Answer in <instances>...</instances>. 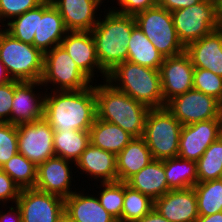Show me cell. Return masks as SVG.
I'll use <instances>...</instances> for the list:
<instances>
[{
  "label": "cell",
  "mask_w": 222,
  "mask_h": 222,
  "mask_svg": "<svg viewBox=\"0 0 222 222\" xmlns=\"http://www.w3.org/2000/svg\"><path fill=\"white\" fill-rule=\"evenodd\" d=\"M21 188L0 168V205L16 204Z\"/></svg>",
  "instance_id": "obj_40"
},
{
  "label": "cell",
  "mask_w": 222,
  "mask_h": 222,
  "mask_svg": "<svg viewBox=\"0 0 222 222\" xmlns=\"http://www.w3.org/2000/svg\"><path fill=\"white\" fill-rule=\"evenodd\" d=\"M89 144V131H54L53 145L55 156L63 159L76 163Z\"/></svg>",
  "instance_id": "obj_28"
},
{
  "label": "cell",
  "mask_w": 222,
  "mask_h": 222,
  "mask_svg": "<svg viewBox=\"0 0 222 222\" xmlns=\"http://www.w3.org/2000/svg\"><path fill=\"white\" fill-rule=\"evenodd\" d=\"M222 136V119L183 125L179 137L178 157L197 162L205 150Z\"/></svg>",
  "instance_id": "obj_15"
},
{
  "label": "cell",
  "mask_w": 222,
  "mask_h": 222,
  "mask_svg": "<svg viewBox=\"0 0 222 222\" xmlns=\"http://www.w3.org/2000/svg\"><path fill=\"white\" fill-rule=\"evenodd\" d=\"M0 61L12 80L41 81L44 53L34 45L21 42L0 27Z\"/></svg>",
  "instance_id": "obj_5"
},
{
  "label": "cell",
  "mask_w": 222,
  "mask_h": 222,
  "mask_svg": "<svg viewBox=\"0 0 222 222\" xmlns=\"http://www.w3.org/2000/svg\"><path fill=\"white\" fill-rule=\"evenodd\" d=\"M60 45L93 83L96 76L97 78L102 77L99 78L101 82L107 79V74L102 70L96 55L95 42L91 31H69Z\"/></svg>",
  "instance_id": "obj_17"
},
{
  "label": "cell",
  "mask_w": 222,
  "mask_h": 222,
  "mask_svg": "<svg viewBox=\"0 0 222 222\" xmlns=\"http://www.w3.org/2000/svg\"><path fill=\"white\" fill-rule=\"evenodd\" d=\"M102 2H105L107 1V5L110 6V4H108L109 0H101Z\"/></svg>",
  "instance_id": "obj_49"
},
{
  "label": "cell",
  "mask_w": 222,
  "mask_h": 222,
  "mask_svg": "<svg viewBox=\"0 0 222 222\" xmlns=\"http://www.w3.org/2000/svg\"><path fill=\"white\" fill-rule=\"evenodd\" d=\"M74 168V162L53 156L38 166L37 182L34 188L65 199L77 190L75 179L79 175L74 176L73 173H77L73 170ZM72 181L75 185L72 184Z\"/></svg>",
  "instance_id": "obj_12"
},
{
  "label": "cell",
  "mask_w": 222,
  "mask_h": 222,
  "mask_svg": "<svg viewBox=\"0 0 222 222\" xmlns=\"http://www.w3.org/2000/svg\"><path fill=\"white\" fill-rule=\"evenodd\" d=\"M96 81L98 79L94 82L97 118L118 125L133 137H142L150 108L115 89L106 80L103 84Z\"/></svg>",
  "instance_id": "obj_3"
},
{
  "label": "cell",
  "mask_w": 222,
  "mask_h": 222,
  "mask_svg": "<svg viewBox=\"0 0 222 222\" xmlns=\"http://www.w3.org/2000/svg\"><path fill=\"white\" fill-rule=\"evenodd\" d=\"M127 48V61L151 69H160L164 56L155 48L137 25L132 29Z\"/></svg>",
  "instance_id": "obj_27"
},
{
  "label": "cell",
  "mask_w": 222,
  "mask_h": 222,
  "mask_svg": "<svg viewBox=\"0 0 222 222\" xmlns=\"http://www.w3.org/2000/svg\"><path fill=\"white\" fill-rule=\"evenodd\" d=\"M117 4H112L113 6L110 10L123 14V15H136L137 13L144 11L146 9L152 8L157 5V0H111ZM119 8V9H118Z\"/></svg>",
  "instance_id": "obj_39"
},
{
  "label": "cell",
  "mask_w": 222,
  "mask_h": 222,
  "mask_svg": "<svg viewBox=\"0 0 222 222\" xmlns=\"http://www.w3.org/2000/svg\"><path fill=\"white\" fill-rule=\"evenodd\" d=\"M136 25L164 56H176L185 51L173 24L171 12L158 4L134 15Z\"/></svg>",
  "instance_id": "obj_8"
},
{
  "label": "cell",
  "mask_w": 222,
  "mask_h": 222,
  "mask_svg": "<svg viewBox=\"0 0 222 222\" xmlns=\"http://www.w3.org/2000/svg\"><path fill=\"white\" fill-rule=\"evenodd\" d=\"M69 31L57 8L51 0H44L38 5V25L33 45L43 53L60 45Z\"/></svg>",
  "instance_id": "obj_21"
},
{
  "label": "cell",
  "mask_w": 222,
  "mask_h": 222,
  "mask_svg": "<svg viewBox=\"0 0 222 222\" xmlns=\"http://www.w3.org/2000/svg\"><path fill=\"white\" fill-rule=\"evenodd\" d=\"M43 1L44 0H0V27H3L14 17L36 8Z\"/></svg>",
  "instance_id": "obj_38"
},
{
  "label": "cell",
  "mask_w": 222,
  "mask_h": 222,
  "mask_svg": "<svg viewBox=\"0 0 222 222\" xmlns=\"http://www.w3.org/2000/svg\"><path fill=\"white\" fill-rule=\"evenodd\" d=\"M136 222H170L160 215L154 208L144 217Z\"/></svg>",
  "instance_id": "obj_44"
},
{
  "label": "cell",
  "mask_w": 222,
  "mask_h": 222,
  "mask_svg": "<svg viewBox=\"0 0 222 222\" xmlns=\"http://www.w3.org/2000/svg\"><path fill=\"white\" fill-rule=\"evenodd\" d=\"M102 13L91 33L100 66L108 74L117 65L127 61V45L136 22L133 15H123L109 8Z\"/></svg>",
  "instance_id": "obj_2"
},
{
  "label": "cell",
  "mask_w": 222,
  "mask_h": 222,
  "mask_svg": "<svg viewBox=\"0 0 222 222\" xmlns=\"http://www.w3.org/2000/svg\"><path fill=\"white\" fill-rule=\"evenodd\" d=\"M153 160V156L142 137H134L128 145L116 155L117 177L126 183Z\"/></svg>",
  "instance_id": "obj_25"
},
{
  "label": "cell",
  "mask_w": 222,
  "mask_h": 222,
  "mask_svg": "<svg viewBox=\"0 0 222 222\" xmlns=\"http://www.w3.org/2000/svg\"><path fill=\"white\" fill-rule=\"evenodd\" d=\"M165 107L182 125L222 119V103L215 97L195 89L172 98Z\"/></svg>",
  "instance_id": "obj_10"
},
{
  "label": "cell",
  "mask_w": 222,
  "mask_h": 222,
  "mask_svg": "<svg viewBox=\"0 0 222 222\" xmlns=\"http://www.w3.org/2000/svg\"><path fill=\"white\" fill-rule=\"evenodd\" d=\"M38 25V6L16 16L2 28L12 37L21 42L33 45L35 32Z\"/></svg>",
  "instance_id": "obj_34"
},
{
  "label": "cell",
  "mask_w": 222,
  "mask_h": 222,
  "mask_svg": "<svg viewBox=\"0 0 222 222\" xmlns=\"http://www.w3.org/2000/svg\"><path fill=\"white\" fill-rule=\"evenodd\" d=\"M182 126L166 107L149 110L142 138L153 159L164 160L178 156Z\"/></svg>",
  "instance_id": "obj_6"
},
{
  "label": "cell",
  "mask_w": 222,
  "mask_h": 222,
  "mask_svg": "<svg viewBox=\"0 0 222 222\" xmlns=\"http://www.w3.org/2000/svg\"><path fill=\"white\" fill-rule=\"evenodd\" d=\"M12 81L11 77L9 76L5 66L0 61V86Z\"/></svg>",
  "instance_id": "obj_46"
},
{
  "label": "cell",
  "mask_w": 222,
  "mask_h": 222,
  "mask_svg": "<svg viewBox=\"0 0 222 222\" xmlns=\"http://www.w3.org/2000/svg\"><path fill=\"white\" fill-rule=\"evenodd\" d=\"M16 204L22 222H56L64 212V198L35 188L21 189Z\"/></svg>",
  "instance_id": "obj_13"
},
{
  "label": "cell",
  "mask_w": 222,
  "mask_h": 222,
  "mask_svg": "<svg viewBox=\"0 0 222 222\" xmlns=\"http://www.w3.org/2000/svg\"><path fill=\"white\" fill-rule=\"evenodd\" d=\"M214 3L216 5V12H217L219 23L222 26V0H214Z\"/></svg>",
  "instance_id": "obj_47"
},
{
  "label": "cell",
  "mask_w": 222,
  "mask_h": 222,
  "mask_svg": "<svg viewBox=\"0 0 222 222\" xmlns=\"http://www.w3.org/2000/svg\"><path fill=\"white\" fill-rule=\"evenodd\" d=\"M200 1L201 0H157V4L167 11L173 12L197 4Z\"/></svg>",
  "instance_id": "obj_43"
},
{
  "label": "cell",
  "mask_w": 222,
  "mask_h": 222,
  "mask_svg": "<svg viewBox=\"0 0 222 222\" xmlns=\"http://www.w3.org/2000/svg\"><path fill=\"white\" fill-rule=\"evenodd\" d=\"M5 210L0 209V222H22L21 211L17 204L0 205ZM9 207V210H7ZM7 208V209H6ZM7 210V211H6ZM6 211V212H5Z\"/></svg>",
  "instance_id": "obj_42"
},
{
  "label": "cell",
  "mask_w": 222,
  "mask_h": 222,
  "mask_svg": "<svg viewBox=\"0 0 222 222\" xmlns=\"http://www.w3.org/2000/svg\"><path fill=\"white\" fill-rule=\"evenodd\" d=\"M15 80L0 86V122L10 123Z\"/></svg>",
  "instance_id": "obj_41"
},
{
  "label": "cell",
  "mask_w": 222,
  "mask_h": 222,
  "mask_svg": "<svg viewBox=\"0 0 222 222\" xmlns=\"http://www.w3.org/2000/svg\"><path fill=\"white\" fill-rule=\"evenodd\" d=\"M18 135V153L24 155L37 167L55 156L54 130L44 119L16 125Z\"/></svg>",
  "instance_id": "obj_11"
},
{
  "label": "cell",
  "mask_w": 222,
  "mask_h": 222,
  "mask_svg": "<svg viewBox=\"0 0 222 222\" xmlns=\"http://www.w3.org/2000/svg\"><path fill=\"white\" fill-rule=\"evenodd\" d=\"M193 89L213 96L222 103V77L210 70L202 68L194 69Z\"/></svg>",
  "instance_id": "obj_36"
},
{
  "label": "cell",
  "mask_w": 222,
  "mask_h": 222,
  "mask_svg": "<svg viewBox=\"0 0 222 222\" xmlns=\"http://www.w3.org/2000/svg\"><path fill=\"white\" fill-rule=\"evenodd\" d=\"M154 208V201L147 195L124 183V201L121 218L117 222H136Z\"/></svg>",
  "instance_id": "obj_31"
},
{
  "label": "cell",
  "mask_w": 222,
  "mask_h": 222,
  "mask_svg": "<svg viewBox=\"0 0 222 222\" xmlns=\"http://www.w3.org/2000/svg\"><path fill=\"white\" fill-rule=\"evenodd\" d=\"M165 176L171 190L193 188L198 183L197 162L178 156L165 159Z\"/></svg>",
  "instance_id": "obj_29"
},
{
  "label": "cell",
  "mask_w": 222,
  "mask_h": 222,
  "mask_svg": "<svg viewBox=\"0 0 222 222\" xmlns=\"http://www.w3.org/2000/svg\"><path fill=\"white\" fill-rule=\"evenodd\" d=\"M18 153L16 125L0 122V168Z\"/></svg>",
  "instance_id": "obj_37"
},
{
  "label": "cell",
  "mask_w": 222,
  "mask_h": 222,
  "mask_svg": "<svg viewBox=\"0 0 222 222\" xmlns=\"http://www.w3.org/2000/svg\"><path fill=\"white\" fill-rule=\"evenodd\" d=\"M90 143L93 146L118 155L134 138L118 125L96 117L89 129Z\"/></svg>",
  "instance_id": "obj_26"
},
{
  "label": "cell",
  "mask_w": 222,
  "mask_h": 222,
  "mask_svg": "<svg viewBox=\"0 0 222 222\" xmlns=\"http://www.w3.org/2000/svg\"><path fill=\"white\" fill-rule=\"evenodd\" d=\"M196 222H222V212L209 216H199Z\"/></svg>",
  "instance_id": "obj_45"
},
{
  "label": "cell",
  "mask_w": 222,
  "mask_h": 222,
  "mask_svg": "<svg viewBox=\"0 0 222 222\" xmlns=\"http://www.w3.org/2000/svg\"><path fill=\"white\" fill-rule=\"evenodd\" d=\"M41 83L46 91L81 90L94 84L61 45L44 53Z\"/></svg>",
  "instance_id": "obj_7"
},
{
  "label": "cell",
  "mask_w": 222,
  "mask_h": 222,
  "mask_svg": "<svg viewBox=\"0 0 222 222\" xmlns=\"http://www.w3.org/2000/svg\"><path fill=\"white\" fill-rule=\"evenodd\" d=\"M1 169L7 173L21 189L34 188L36 185L38 167L20 153L12 156Z\"/></svg>",
  "instance_id": "obj_32"
},
{
  "label": "cell",
  "mask_w": 222,
  "mask_h": 222,
  "mask_svg": "<svg viewBox=\"0 0 222 222\" xmlns=\"http://www.w3.org/2000/svg\"><path fill=\"white\" fill-rule=\"evenodd\" d=\"M77 188L75 192L64 199V211L73 222H117L100 204L96 192L91 194L87 190L86 194L84 192L86 189H82L81 186ZM80 189L82 190L80 191Z\"/></svg>",
  "instance_id": "obj_23"
},
{
  "label": "cell",
  "mask_w": 222,
  "mask_h": 222,
  "mask_svg": "<svg viewBox=\"0 0 222 222\" xmlns=\"http://www.w3.org/2000/svg\"><path fill=\"white\" fill-rule=\"evenodd\" d=\"M75 166L74 170H77L76 172L81 174V177L83 174L85 177L87 176L86 178H89L88 181L90 179V181L95 180L94 183L96 181L98 183L118 181L116 155L93 146L91 143L82 152Z\"/></svg>",
  "instance_id": "obj_20"
},
{
  "label": "cell",
  "mask_w": 222,
  "mask_h": 222,
  "mask_svg": "<svg viewBox=\"0 0 222 222\" xmlns=\"http://www.w3.org/2000/svg\"><path fill=\"white\" fill-rule=\"evenodd\" d=\"M154 209L170 222H196L199 217L194 188L168 191L154 200Z\"/></svg>",
  "instance_id": "obj_19"
},
{
  "label": "cell",
  "mask_w": 222,
  "mask_h": 222,
  "mask_svg": "<svg viewBox=\"0 0 222 222\" xmlns=\"http://www.w3.org/2000/svg\"><path fill=\"white\" fill-rule=\"evenodd\" d=\"M193 188L199 216L222 212V178L198 182Z\"/></svg>",
  "instance_id": "obj_30"
},
{
  "label": "cell",
  "mask_w": 222,
  "mask_h": 222,
  "mask_svg": "<svg viewBox=\"0 0 222 222\" xmlns=\"http://www.w3.org/2000/svg\"><path fill=\"white\" fill-rule=\"evenodd\" d=\"M56 222H73L72 219L64 211Z\"/></svg>",
  "instance_id": "obj_48"
},
{
  "label": "cell",
  "mask_w": 222,
  "mask_h": 222,
  "mask_svg": "<svg viewBox=\"0 0 222 222\" xmlns=\"http://www.w3.org/2000/svg\"><path fill=\"white\" fill-rule=\"evenodd\" d=\"M106 81L150 109L165 107L160 72L124 61L107 74Z\"/></svg>",
  "instance_id": "obj_4"
},
{
  "label": "cell",
  "mask_w": 222,
  "mask_h": 222,
  "mask_svg": "<svg viewBox=\"0 0 222 222\" xmlns=\"http://www.w3.org/2000/svg\"><path fill=\"white\" fill-rule=\"evenodd\" d=\"M96 117L94 84L81 90L46 91L44 119L54 131H89Z\"/></svg>",
  "instance_id": "obj_1"
},
{
  "label": "cell",
  "mask_w": 222,
  "mask_h": 222,
  "mask_svg": "<svg viewBox=\"0 0 222 222\" xmlns=\"http://www.w3.org/2000/svg\"><path fill=\"white\" fill-rule=\"evenodd\" d=\"M171 14L179 40L185 47L222 27L217 17L214 0H201Z\"/></svg>",
  "instance_id": "obj_9"
},
{
  "label": "cell",
  "mask_w": 222,
  "mask_h": 222,
  "mask_svg": "<svg viewBox=\"0 0 222 222\" xmlns=\"http://www.w3.org/2000/svg\"><path fill=\"white\" fill-rule=\"evenodd\" d=\"M194 68L207 69L222 77V27L185 47Z\"/></svg>",
  "instance_id": "obj_22"
},
{
  "label": "cell",
  "mask_w": 222,
  "mask_h": 222,
  "mask_svg": "<svg viewBox=\"0 0 222 222\" xmlns=\"http://www.w3.org/2000/svg\"><path fill=\"white\" fill-rule=\"evenodd\" d=\"M132 189L149 196L153 201L170 191L165 176V159H153L127 182Z\"/></svg>",
  "instance_id": "obj_24"
},
{
  "label": "cell",
  "mask_w": 222,
  "mask_h": 222,
  "mask_svg": "<svg viewBox=\"0 0 222 222\" xmlns=\"http://www.w3.org/2000/svg\"><path fill=\"white\" fill-rule=\"evenodd\" d=\"M198 182L222 178V136L197 161Z\"/></svg>",
  "instance_id": "obj_33"
},
{
  "label": "cell",
  "mask_w": 222,
  "mask_h": 222,
  "mask_svg": "<svg viewBox=\"0 0 222 222\" xmlns=\"http://www.w3.org/2000/svg\"><path fill=\"white\" fill-rule=\"evenodd\" d=\"M96 195L100 204L110 213L117 221L121 218L123 201H124V182H106L94 183ZM100 186V187H99ZM102 187V188H101Z\"/></svg>",
  "instance_id": "obj_35"
},
{
  "label": "cell",
  "mask_w": 222,
  "mask_h": 222,
  "mask_svg": "<svg viewBox=\"0 0 222 222\" xmlns=\"http://www.w3.org/2000/svg\"><path fill=\"white\" fill-rule=\"evenodd\" d=\"M194 69L185 51L176 56L164 57L159 72L165 104L172 98L193 89Z\"/></svg>",
  "instance_id": "obj_16"
},
{
  "label": "cell",
  "mask_w": 222,
  "mask_h": 222,
  "mask_svg": "<svg viewBox=\"0 0 222 222\" xmlns=\"http://www.w3.org/2000/svg\"><path fill=\"white\" fill-rule=\"evenodd\" d=\"M42 87L43 85L41 81L15 80L10 124L19 125L44 118V100L46 90ZM38 89L43 90L41 91Z\"/></svg>",
  "instance_id": "obj_14"
},
{
  "label": "cell",
  "mask_w": 222,
  "mask_h": 222,
  "mask_svg": "<svg viewBox=\"0 0 222 222\" xmlns=\"http://www.w3.org/2000/svg\"><path fill=\"white\" fill-rule=\"evenodd\" d=\"M51 3L59 11L68 31H91L107 7L101 0H51ZM101 6H105L103 11Z\"/></svg>",
  "instance_id": "obj_18"
}]
</instances>
